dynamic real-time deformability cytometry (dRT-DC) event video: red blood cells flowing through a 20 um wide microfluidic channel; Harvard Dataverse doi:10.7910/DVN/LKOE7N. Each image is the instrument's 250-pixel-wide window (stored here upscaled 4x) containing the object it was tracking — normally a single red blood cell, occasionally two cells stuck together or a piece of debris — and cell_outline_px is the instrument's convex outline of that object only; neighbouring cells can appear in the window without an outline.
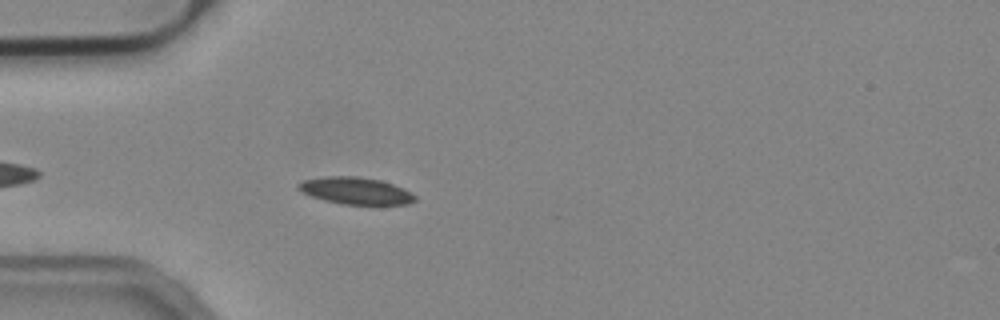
{"species": "common noctule bat (a hibernating species)", "species_latin": "Nyctalus noctula", "temperature_condition": "cold", "stored_images_in_passage": 30, "camera_frame_rate_fps": 3000, "um_per_image_px": 0.085, "animal": {"sex": "male", "body_mass_g": 19.2, "forearm_length_mm": 51.8}, "frame": {"image": 1, "passage_image": 5, "time_ms": 1.333, "image_size_px": [1000, 320], "cell_outline_px": [[416, 200], [408, 204], [344, 204], [324, 200], [312, 196], [296, 188], [296, 184], [304, 180], [324, 176], [356, 176], [380, 180], [392, 184], [416, 196]], "centroid_in_image_um": [30.19, 16.21], "position_along_channel_um": 54.8, "area_um2": 18.03}, "authors_computed_cell_mechanics": {"area_um2": 17.8602, "velocity_mm_per_s": 3.7954, "shape_relaxation_time_tau1_ms": 9.394, "shape_relaxation_time_tau2_ms": null, "deformation_change_tau1": 0.1546, "deformation_change_tau2": null}}